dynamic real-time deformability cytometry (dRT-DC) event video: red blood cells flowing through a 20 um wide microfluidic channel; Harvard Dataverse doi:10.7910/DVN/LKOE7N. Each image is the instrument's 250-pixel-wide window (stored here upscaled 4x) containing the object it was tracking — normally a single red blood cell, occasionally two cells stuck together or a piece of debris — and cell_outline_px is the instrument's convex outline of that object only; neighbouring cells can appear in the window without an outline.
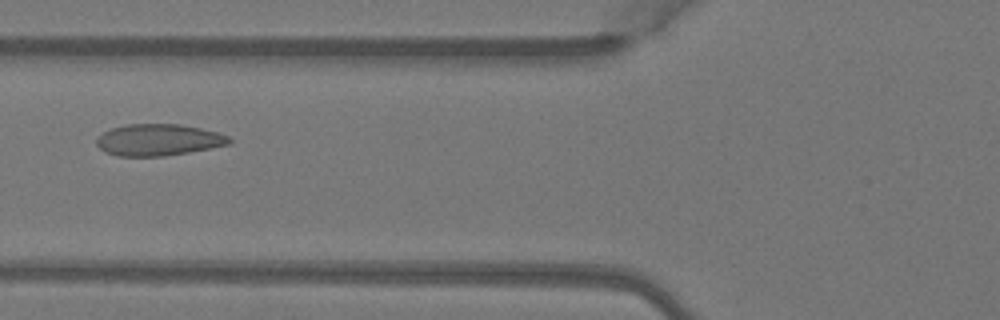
{"species": "Egyptian fruit bat (a non-hibernating species)", "species_latin": "Rousettus aegyptiacus", "temperature_condition": "warm", "stored_images_in_passage": 6, "camera_frame_rate_fps": 3000, "um_per_image_px": 0.085, "animal": {"sex": "female"}, "frame": {"image": 1, "passage_image": 5, "time_ms": 1.333, "image_size_px": [1000, 320], "cell_outline_px": [[232, 140], [228, 144], [188, 152], [164, 156], [116, 156], [104, 152], [96, 144], [96, 140], [104, 132], [112, 128], [124, 124], [180, 124], [200, 128], [216, 132], [228, 136]], "centroid_in_image_um": [13.43, 11.89], "position_along_channel_um": 112.4, "area_um2": 24.28}}
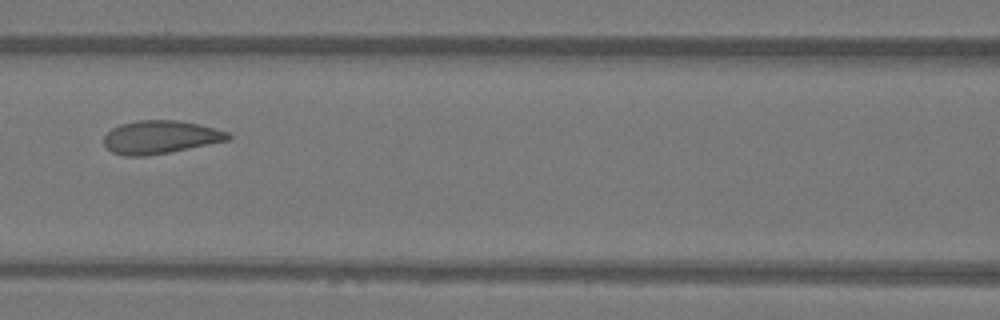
{"frame": {"image": 2, "passage_image": 6, "time_ms": 1.667, "image_size_px": [1000, 320], "cell_outline_px": [[232, 136], [228, 140], [148, 156], [124, 156], [112, 152], [104, 144], [104, 136], [112, 128], [120, 124], [136, 120], [176, 120], [200, 124], [228, 132]], "centroid_in_image_um": [13.6, 11.65], "position_along_channel_um": 153.0, "area_um2": 23.87}}